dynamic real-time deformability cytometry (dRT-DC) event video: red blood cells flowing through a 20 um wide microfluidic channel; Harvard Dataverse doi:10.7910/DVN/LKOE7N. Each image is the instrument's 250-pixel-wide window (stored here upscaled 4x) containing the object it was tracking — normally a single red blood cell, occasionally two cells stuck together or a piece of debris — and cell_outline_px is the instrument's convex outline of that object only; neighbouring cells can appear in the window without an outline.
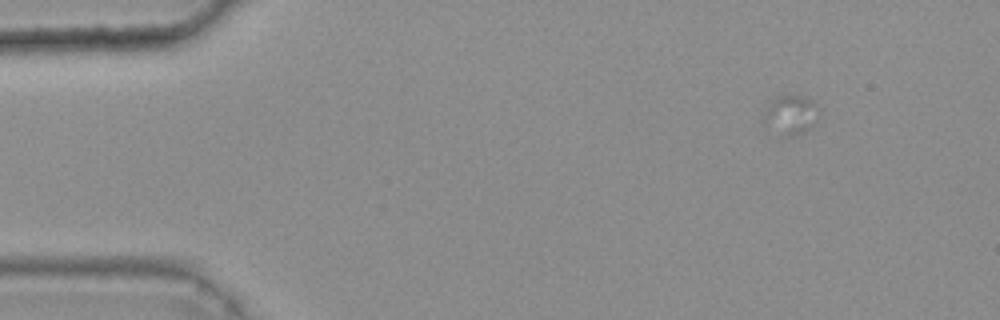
{"species": "common noctule bat (a hibernating species)", "species_latin": "Nyctalus noctula", "temperature_condition": "warm", "stored_images_in_passage": 18, "camera_frame_rate_fps": 3000, "um_per_image_px": 0.085, "animal": {"sex": "female", "body_mass_g": 25.1}, "frame": {"image": 1, "passage_image": 5, "time_ms": 1.333, "image_size_px": [1000, 320], "cell_outline_px": [[820, 116], [808, 128], [800, 132], [788, 136], [784, 136], [764, 128], [764, 108], [772, 100], [780, 96], [804, 96], [812, 100], [820, 108]], "centroid_in_image_um": [67.18, 9.76], "position_along_channel_um": 17.8, "area_um2": 12.72}}